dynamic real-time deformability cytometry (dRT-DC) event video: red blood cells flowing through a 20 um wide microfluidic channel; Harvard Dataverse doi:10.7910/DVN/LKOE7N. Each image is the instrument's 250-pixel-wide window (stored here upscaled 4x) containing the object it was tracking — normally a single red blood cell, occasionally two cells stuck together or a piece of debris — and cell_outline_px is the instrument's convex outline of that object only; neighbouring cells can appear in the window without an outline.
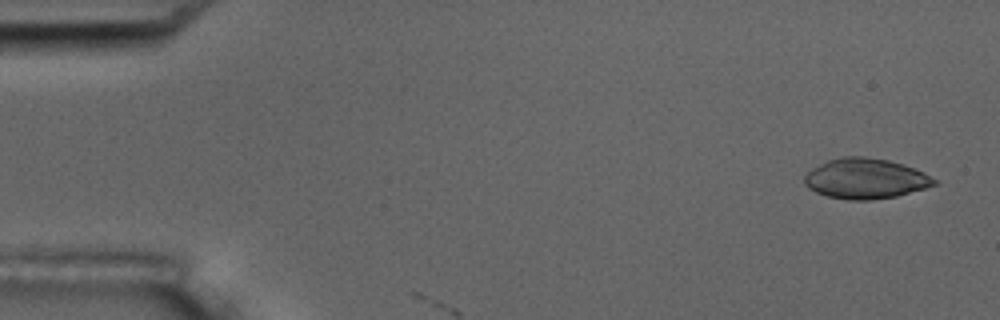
{"species": "common noctule bat (a hibernating species)", "species_latin": "Nyctalus noctula", "temperature_condition": "room temperature", "stored_images_in_passage": 2, "camera_frame_rate_fps": 3000, "um_per_image_px": 0.085, "animal": {"sex": "male", "body_mass_g": 17.5, "forearm_length_mm": 52.3}, "frame": {"image": 1, "passage_image": 1, "time_ms": 0.0, "image_size_px": [1000, 320], "cell_outline_px": [[940, 180], [936, 184], [924, 188], [896, 196], [872, 200], [848, 200], [828, 196], [816, 192], [808, 188], [804, 184], [804, 176], [812, 168], [828, 160], [844, 156], [864, 156], [888, 160], [904, 164], [924, 172]], "centroid_in_image_um": [73.58, 15.18], "position_along_channel_um": 11.4, "area_um2": 30.58}}